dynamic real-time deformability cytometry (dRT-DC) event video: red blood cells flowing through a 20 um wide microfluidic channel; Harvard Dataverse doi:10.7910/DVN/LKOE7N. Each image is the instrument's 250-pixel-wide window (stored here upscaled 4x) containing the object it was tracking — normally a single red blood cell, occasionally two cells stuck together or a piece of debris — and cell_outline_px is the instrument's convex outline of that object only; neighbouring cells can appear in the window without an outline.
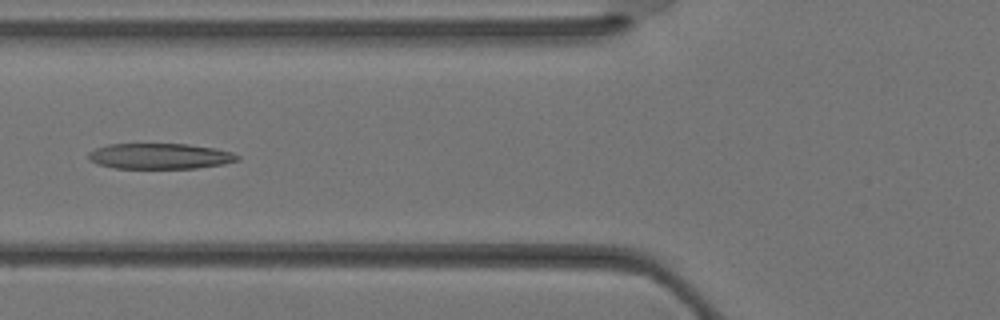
{"species": "Egyptian fruit bat (a non-hibernating species)", "species_latin": "Rousettus aegyptiacus", "temperature_condition": "warm", "stored_images_in_passage": 35, "camera_frame_rate_fps": 3000, "um_per_image_px": 0.085, "animal": {"sex": "female"}, "frame": {"image": 1, "passage_image": 13, "time_ms": 4.0, "image_size_px": [1000, 320], "cell_outline_px": [[240, 160], [224, 164], [196, 168], [112, 168], [96, 164], [88, 160], [88, 152], [96, 148], [108, 144], [188, 144], [216, 148], [232, 152], [240, 156]], "centroid_in_image_um": [13.59, 13.27], "position_along_channel_um": 112.2, "area_um2": 22.48}}
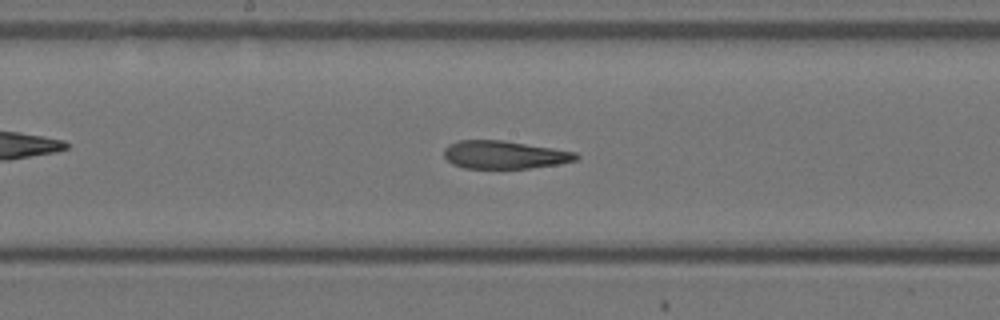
{"frame": {"image": 2, "passage_image": 18, "time_ms": 5.667, "image_size_px": [1000, 320], "cell_outline_px": [[580, 156], [576, 160], [560, 164], [528, 168], [464, 168], [452, 164], [444, 156], [444, 148], [448, 144], [460, 140], [504, 140], [576, 152]], "centroid_in_image_um": [42.87, 13.15], "position_along_channel_um": 205.3, "area_um2": 21.56}}
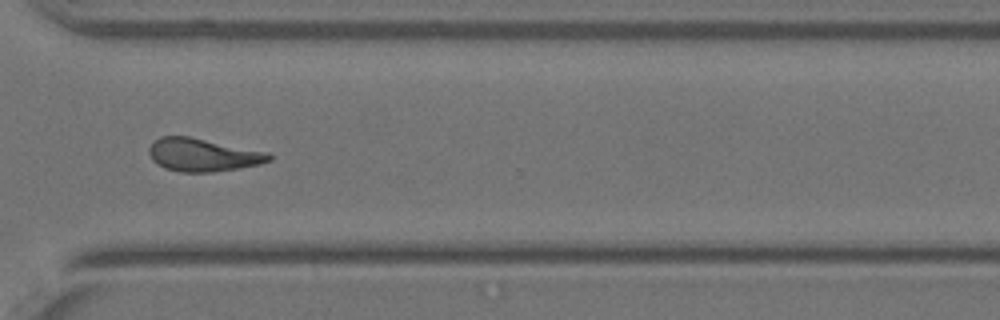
{"frame": {"image": 3, "passage_image": 26, "time_ms": 8.333, "image_size_px": [1000, 320], "cell_outline_px": [[272, 160], [260, 164], [240, 168], [212, 172], [180, 172], [164, 168], [156, 164], [152, 160], [148, 152], [148, 148], [160, 136], [188, 136], [268, 152], [272, 156]], "centroid_in_image_um": [17.23, 13.17], "position_along_channel_um": 353.4, "area_um2": 23.12}}